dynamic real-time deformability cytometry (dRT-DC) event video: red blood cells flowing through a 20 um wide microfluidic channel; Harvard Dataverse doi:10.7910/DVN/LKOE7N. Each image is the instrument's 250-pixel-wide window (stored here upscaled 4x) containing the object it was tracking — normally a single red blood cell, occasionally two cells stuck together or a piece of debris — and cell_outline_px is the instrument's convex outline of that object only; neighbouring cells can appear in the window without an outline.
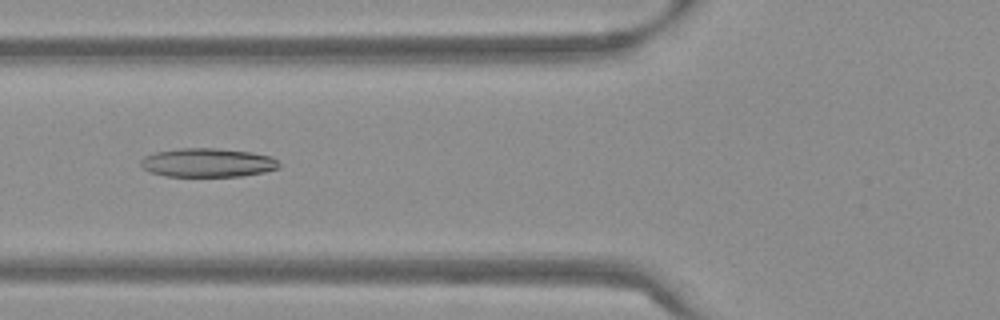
{"species": "Egyptian fruit bat (a non-hibernating species)", "species_latin": "Rousettus aegyptiacus", "temperature_condition": "warm", "stored_images_in_passage": 53, "camera_frame_rate_fps": 3000, "um_per_image_px": 0.085, "frame": {"image": 1, "passage_image": 20, "time_ms": 6.333, "image_size_px": [1000, 320], "cell_outline_px": [[280, 168], [264, 172], [240, 176], [164, 176], [148, 172], [140, 164], [140, 160], [144, 156], [156, 152], [180, 148], [216, 148], [252, 152], [272, 156], [280, 164]], "centroid_in_image_um": [17.65, 13.82], "position_along_channel_um": 108.2, "area_um2": 23.35}}
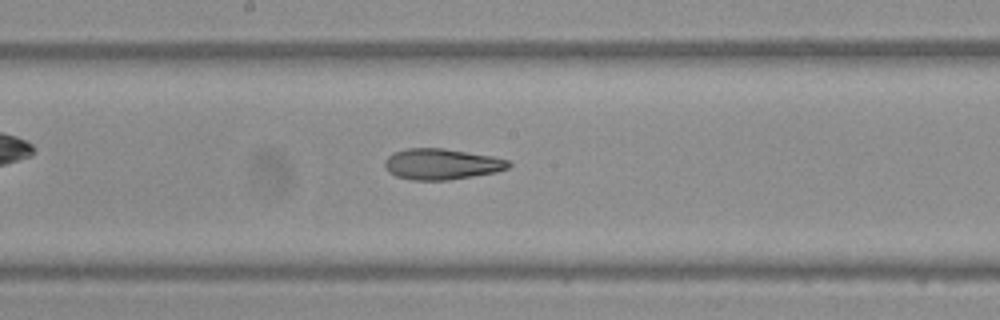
{"frame": {"image": 2, "passage_image": 28, "time_ms": 9.0, "image_size_px": [1000, 320], "cell_outline_px": [[512, 164], [508, 168], [496, 172], [448, 180], [412, 180], [396, 176], [388, 172], [384, 164], [384, 160], [392, 152], [408, 148], [444, 148], [492, 156], [508, 160]], "centroid_in_image_um": [37.51, 13.94], "position_along_channel_um": 210.7, "area_um2": 22.37}}
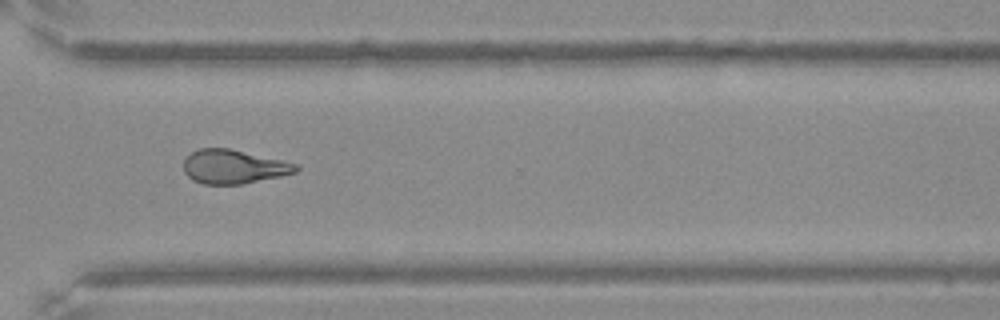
{"frame": {"image": 3, "passage_image": 39, "time_ms": 12.667, "image_size_px": [1000, 320], "cell_outline_px": [[300, 168], [296, 172], [280, 176], [240, 184], [204, 184], [192, 180], [184, 172], [184, 160], [192, 152], [200, 148], [228, 148], [300, 164]], "centroid_in_image_um": [19.87, 14.17], "position_along_channel_um": 350.7, "area_um2": 22.08}, "authors_computed_cell_mechanics": {"area_um2": 23.5824, "velocity_mm_per_s": 3.8228, "shape_relaxation_time_tau1_ms": null, "shape_relaxation_time_tau2_ms": 3.6168, "deformation_change_tau1": null, "deformation_change_tau2": 0.1372}}